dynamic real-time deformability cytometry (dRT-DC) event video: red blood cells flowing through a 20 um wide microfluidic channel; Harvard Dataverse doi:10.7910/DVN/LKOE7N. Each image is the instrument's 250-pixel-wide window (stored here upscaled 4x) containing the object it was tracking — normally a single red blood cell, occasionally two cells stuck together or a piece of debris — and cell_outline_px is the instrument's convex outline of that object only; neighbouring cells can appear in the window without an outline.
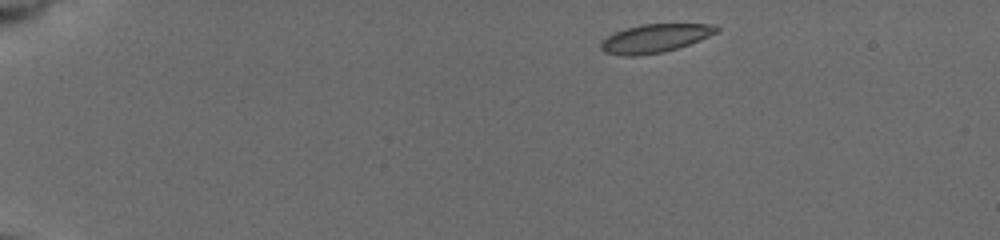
{"species": "common noctule bat (a hibernating species)", "species_latin": "Nyctalus noctula", "temperature_condition": "cold", "stored_images_in_passage": 15, "camera_frame_rate_fps": 3000, "um_per_image_px": 0.085, "animal": {"sex": "female", "body_mass_g": 19.5, "forearm_length_mm": 54.1}, "frame": {"image": 1, "passage_image": 1, "time_ms": 0.0, "image_size_px": [1000, 240], "cell_outline_px": [[720, 32], [700, 40], [664, 52], [636, 56], [624, 56], [604, 52], [600, 48], [600, 40], [616, 32], [640, 24], [716, 24], [720, 28]], "centroid_in_image_um": [55.7, 3.26], "position_along_channel_um": 29.3, "area_um2": 19.25}}
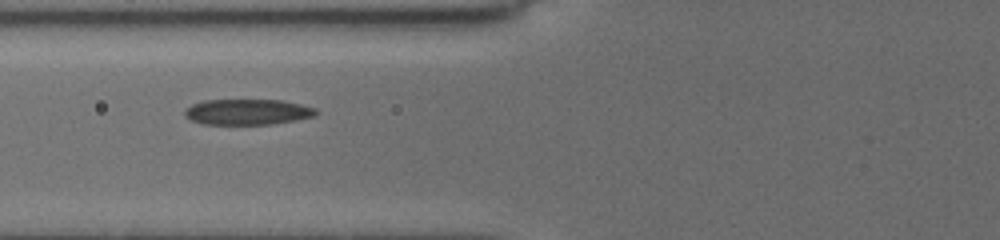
{"frame": {"image": 2, "passage_image": 11, "time_ms": 4.667, "image_size_px": [1000, 240], "cell_outline_px": [[320, 112], [316, 116], [296, 120], [272, 124], [204, 124], [192, 120], [184, 116], [184, 108], [192, 104], [204, 100], [284, 100], [316, 108]], "centroid_in_image_um": [21.06, 9.51], "position_along_channel_um": 104.7, "area_um2": 19.83}}
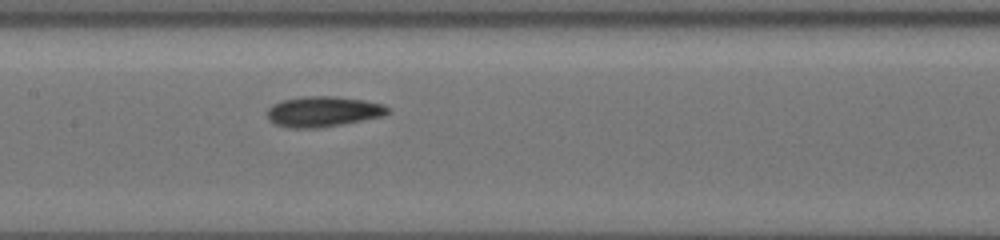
{"frame": {"image": 3, "passage_image": 15, "time_ms": 6.667, "image_size_px": [1000, 240], "cell_outline_px": [[388, 112], [384, 116], [320, 128], [288, 128], [276, 124], [268, 120], [268, 108], [272, 104], [280, 100], [304, 96], [336, 96], [364, 100], [384, 104], [388, 108]], "centroid_in_image_um": [27.44, 9.48], "position_along_channel_um": 180.0, "area_um2": 21.5}}